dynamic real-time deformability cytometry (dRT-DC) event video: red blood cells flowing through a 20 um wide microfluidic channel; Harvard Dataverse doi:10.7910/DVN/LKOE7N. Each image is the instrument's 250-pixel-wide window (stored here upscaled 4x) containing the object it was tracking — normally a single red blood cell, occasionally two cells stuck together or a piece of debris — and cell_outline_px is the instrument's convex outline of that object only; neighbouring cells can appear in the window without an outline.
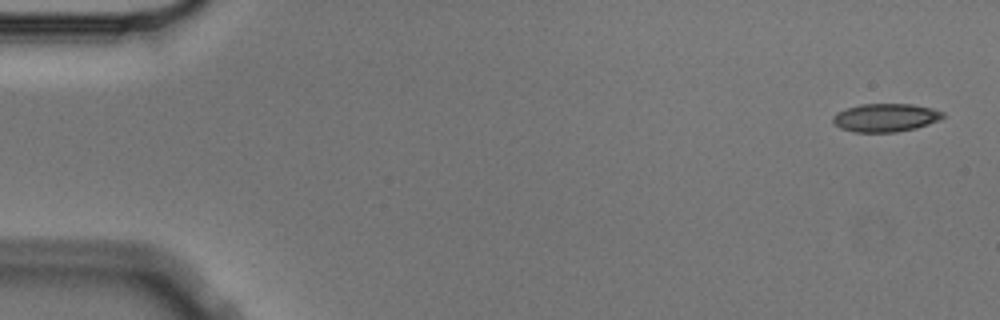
{"species": "Egyptian fruit bat (a non-hibernating species)", "species_latin": "Rousettus aegyptiacus", "temperature_condition": "cold", "stored_images_in_passage": 4, "camera_frame_rate_fps": 3000, "um_per_image_px": 0.085, "animal": {"sex": "male"}, "frame": {"image": 1, "passage_image": 1, "time_ms": 0.0, "image_size_px": [1000, 320], "cell_outline_px": [[944, 116], [940, 120], [916, 128], [896, 132], [852, 132], [840, 128], [832, 120], [832, 116], [836, 112], [860, 104], [912, 104], [932, 108], [944, 112]], "centroid_in_image_um": [75.27, 10.0], "position_along_channel_um": 9.7, "area_um2": 18.15}}
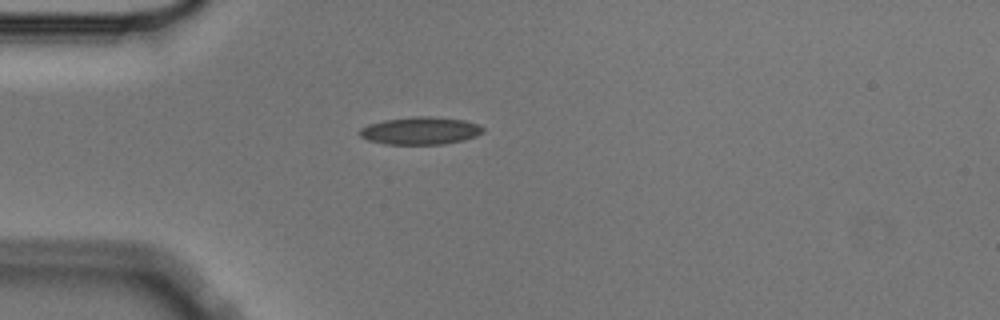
{"frame": {"image": 2, "passage_image": 4, "time_ms": 1.0, "image_size_px": [1000, 320], "cell_outline_px": [[484, 132], [476, 136], [464, 140], [444, 144], [384, 144], [368, 140], [360, 136], [360, 128], [368, 124], [384, 120], [416, 116], [428, 116], [464, 120], [476, 124], [484, 128]], "centroid_in_image_um": [35.73, 11.11], "position_along_channel_um": 49.3, "area_um2": 19.77}}